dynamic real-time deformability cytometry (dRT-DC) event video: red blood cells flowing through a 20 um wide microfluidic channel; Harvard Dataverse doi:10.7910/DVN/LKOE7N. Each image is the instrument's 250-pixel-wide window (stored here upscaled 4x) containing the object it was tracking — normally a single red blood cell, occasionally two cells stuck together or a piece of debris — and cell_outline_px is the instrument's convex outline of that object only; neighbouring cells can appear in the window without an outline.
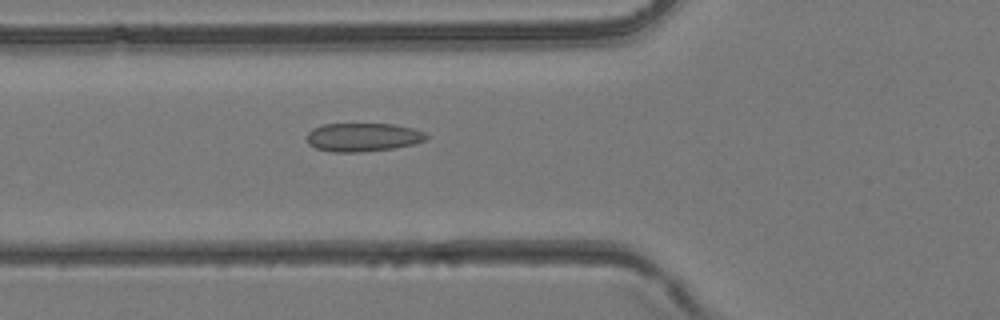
{"species": "common noctule bat (a hibernating species)", "species_latin": "Nyctalus noctula", "temperature_condition": "room temperature", "stored_images_in_passage": 43, "camera_frame_rate_fps": 3000, "um_per_image_px": 0.085, "animal": {"sex": "female", "body_mass_g": 24.6, "forearm_length_mm": 56.2}, "frame": {"image": 1, "passage_image": 16, "time_ms": 5.0, "image_size_px": [1000, 320], "cell_outline_px": [[428, 136], [424, 140], [412, 144], [392, 148], [360, 152], [332, 152], [316, 148], [308, 144], [308, 132], [312, 128], [324, 124], [392, 124], [412, 128], [424, 132]], "centroid_in_image_um": [30.81, 11.66], "position_along_channel_um": 95.0, "area_um2": 19.65}}
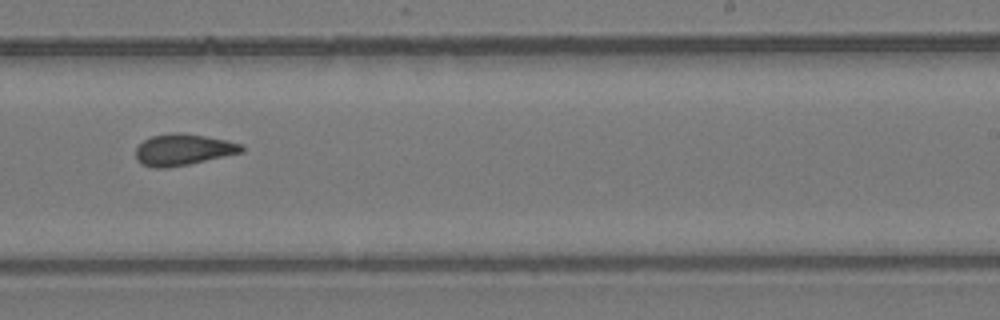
{"frame": {"image": 2, "passage_image": 27, "time_ms": 8.667, "image_size_px": [1000, 320], "cell_outline_px": [[244, 152], [188, 164], [164, 168], [156, 168], [140, 164], [136, 160], [136, 148], [144, 140], [152, 136], [172, 132], [180, 132], [228, 140], [240, 144], [244, 148]], "centroid_in_image_um": [15.55, 12.72], "position_along_channel_um": 273.5, "area_um2": 19.31}}
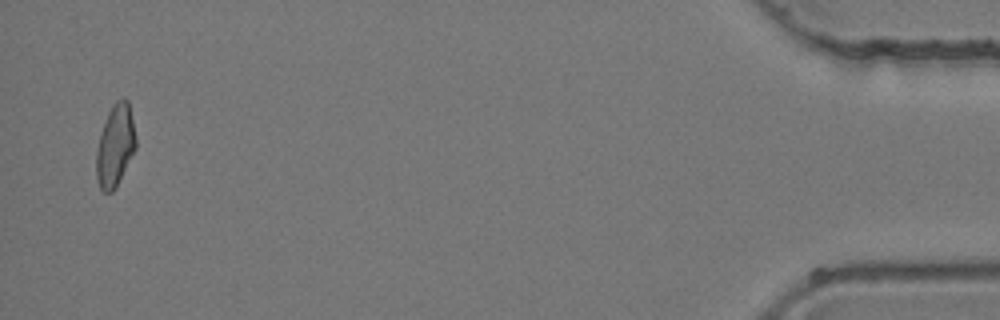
{"frame": {"image": 3, "passage_image": 42, "time_ms": 13.667, "image_size_px": [1000, 320], "cell_outline_px": [[136, 148], [112, 192], [104, 192], [100, 188], [96, 176], [96, 152], [100, 136], [108, 112], [112, 104], [116, 100], [124, 96], [128, 100], [136, 136]], "centroid_in_image_um": [9.79, 12.33], "position_along_channel_um": 425.4, "area_um2": 18.61}}